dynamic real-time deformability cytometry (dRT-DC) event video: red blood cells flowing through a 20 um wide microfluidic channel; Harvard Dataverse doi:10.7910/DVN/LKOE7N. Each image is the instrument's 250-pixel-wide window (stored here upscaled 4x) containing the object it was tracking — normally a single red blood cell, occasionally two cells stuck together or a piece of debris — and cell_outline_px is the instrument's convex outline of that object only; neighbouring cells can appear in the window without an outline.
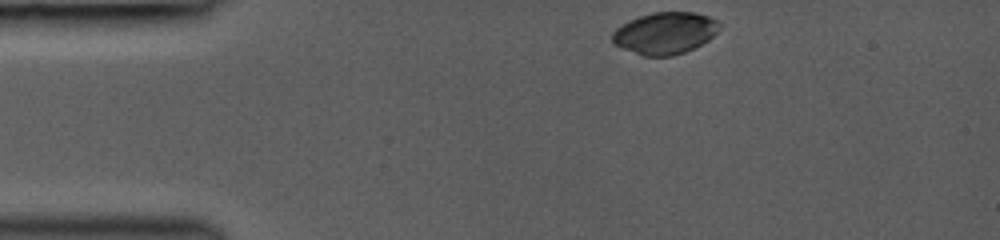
{"species": "common noctule bat (a hibernating species)", "species_latin": "Nyctalus noctula", "temperature_condition": "room temperature", "stored_images_in_passage": 18, "camera_frame_rate_fps": 3000, "um_per_image_px": 0.085, "animal": {"sex": "female", "body_mass_g": 19.0, "forearm_length_mm": 53.3}, "frame": {"image": 1, "passage_image": 1, "time_ms": 0.0, "image_size_px": [1000, 240], "cell_outline_px": [[720, 28], [708, 40], [684, 52], [672, 56], [644, 56], [612, 44], [612, 32], [616, 28], [628, 20], [652, 12], [696, 12], [720, 20]], "centroid_in_image_um": [56.52, 2.8], "position_along_channel_um": 28.5, "area_um2": 26.18}}
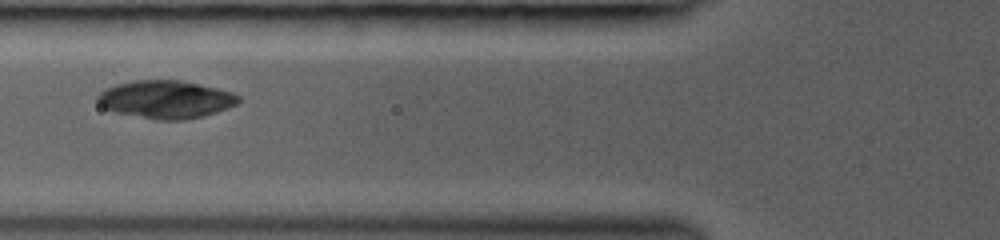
{"frame": {"image": 2, "passage_image": 11, "time_ms": 3.333, "image_size_px": [1000, 240], "cell_outline_px": [[240, 100], [236, 104], [228, 108], [204, 116], [184, 120], [156, 120], [116, 112], [104, 108], [96, 100], [96, 96], [104, 88], [116, 84], [132, 80], [180, 80], [216, 88], [232, 92], [240, 96]], "centroid_in_image_um": [14.07, 8.45], "position_along_channel_um": 111.7, "area_um2": 31.21}}
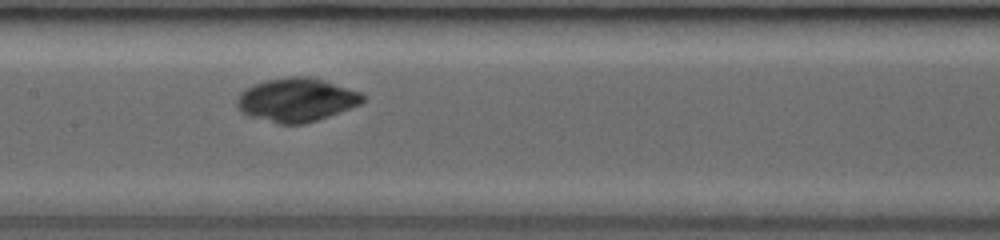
{"frame": {"image": 3, "passage_image": 16, "time_ms": 5.0, "image_size_px": [1000, 240], "cell_outline_px": [[364, 100], [360, 104], [328, 116], [304, 124], [280, 124], [248, 116], [236, 104], [236, 100], [240, 92], [256, 84], [268, 80], [288, 76], [308, 76], [324, 80], [360, 92], [364, 96]], "centroid_in_image_um": [25.2, 8.49], "position_along_channel_um": 182.2, "area_um2": 31.56}}